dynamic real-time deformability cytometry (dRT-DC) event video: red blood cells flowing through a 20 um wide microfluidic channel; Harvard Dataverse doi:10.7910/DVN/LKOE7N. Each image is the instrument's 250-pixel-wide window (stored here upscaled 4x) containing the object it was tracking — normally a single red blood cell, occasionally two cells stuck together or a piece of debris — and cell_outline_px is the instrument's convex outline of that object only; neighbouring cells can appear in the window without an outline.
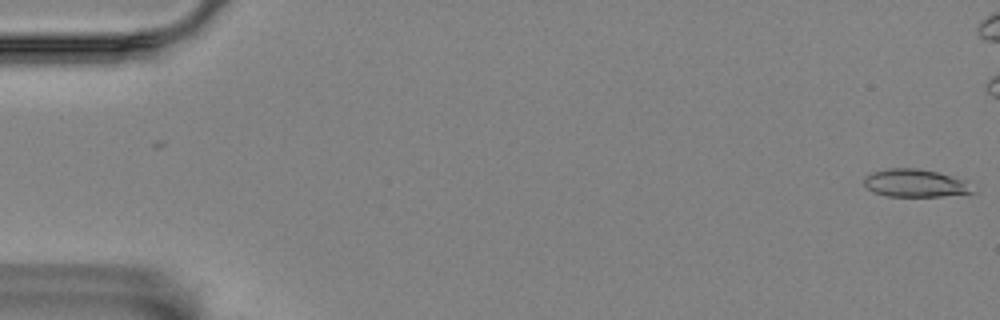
{"species": "Egyptian fruit bat (a non-hibernating species)", "species_latin": "Rousettus aegyptiacus", "temperature_condition": "room temperature", "stored_images_in_passage": 2, "camera_frame_rate_fps": 3000, "um_per_image_px": 0.085, "animal": {"sex": "female"}, "frame": {"image": 1, "passage_image": 2, "time_ms": 0.333, "image_size_px": [1000, 320], "cell_outline_px": [[976, 192], [940, 196], [888, 196], [872, 192], [864, 184], [864, 176], [872, 172], [888, 168], [920, 168], [936, 172], [964, 180]], "centroid_in_image_um": [77.74, 15.56], "position_along_channel_um": 7.3, "area_um2": 17.46}}